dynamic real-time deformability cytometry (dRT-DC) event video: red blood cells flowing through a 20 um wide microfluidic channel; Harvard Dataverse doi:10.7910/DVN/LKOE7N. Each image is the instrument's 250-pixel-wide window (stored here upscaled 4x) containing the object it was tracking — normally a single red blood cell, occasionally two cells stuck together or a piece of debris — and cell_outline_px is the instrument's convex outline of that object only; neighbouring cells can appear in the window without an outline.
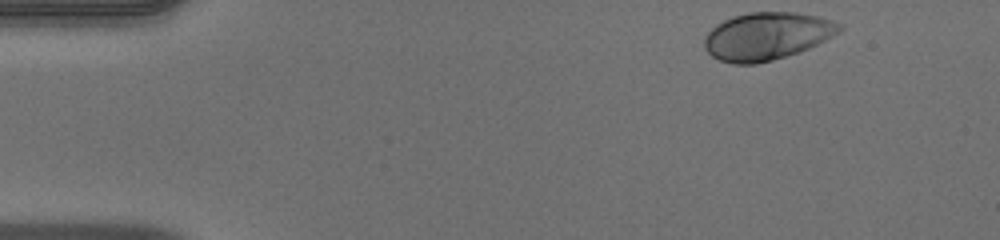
{"species": "human", "species_latin": "Homo sapiens", "temperature_condition": "warm", "stored_images_in_passage": 46, "camera_frame_rate_fps": 3000, "um_per_image_px": 0.085, "donor": {"sex": "male"}, "frame": {"image": 1, "passage_image": 1, "time_ms": 0.0, "image_size_px": [1000, 240], "cell_outline_px": [[844, 28], [840, 32], [800, 52], [772, 60], [756, 64], [732, 64], [720, 60], [712, 56], [704, 48], [704, 36], [716, 24], [732, 16], [748, 12], [796, 12], [816, 16], [832, 20], [844, 24]], "centroid_in_image_um": [65.18, 3.06], "position_along_channel_um": 19.8, "area_um2": 37.63}}
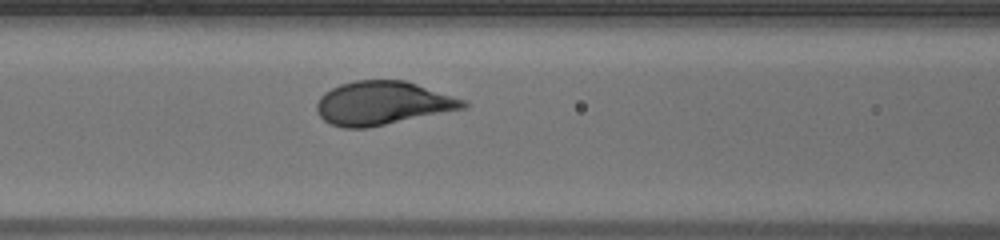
{"frame": {"image": 2, "passage_image": 17, "time_ms": 5.333, "image_size_px": [1000, 240], "cell_outline_px": [[468, 104], [464, 108], [364, 128], [344, 128], [332, 124], [324, 120], [316, 112], [316, 104], [320, 96], [324, 92], [340, 84], [356, 80], [404, 80], [464, 100]], "centroid_in_image_um": [32.44, 8.76], "position_along_channel_um": 134.2, "area_um2": 36.53}}
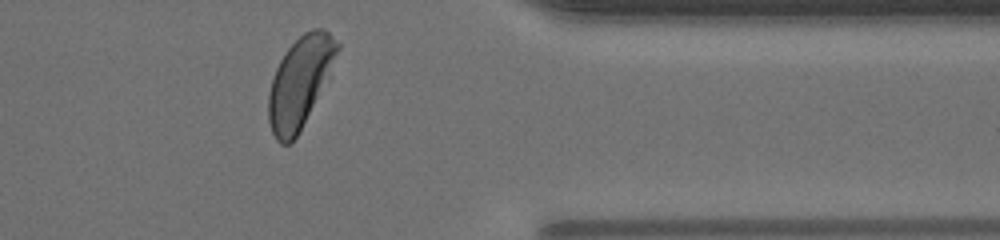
{"frame": {"image": 3, "passage_image": 37, "time_ms": 12.0, "image_size_px": [1000, 240], "cell_outline_px": [[340, 48], [292, 144], [280, 144], [276, 140], [272, 132], [268, 120], [268, 92], [272, 76], [280, 60], [288, 48], [304, 32], [312, 28], [324, 28], [340, 44]], "centroid_in_image_um": [25.43, 6.96], "position_along_channel_um": 386.0, "area_um2": 35.03}, "authors_computed_cell_mechanics": {"area_um2": 36.6741, "velocity_mm_per_s": 3.9791, "shape_relaxation_time_tau1_ms": 1.6784, "shape_relaxation_time_tau2_ms": null, "deformation_change_tau1": 0.1468, "deformation_change_tau2": null}}